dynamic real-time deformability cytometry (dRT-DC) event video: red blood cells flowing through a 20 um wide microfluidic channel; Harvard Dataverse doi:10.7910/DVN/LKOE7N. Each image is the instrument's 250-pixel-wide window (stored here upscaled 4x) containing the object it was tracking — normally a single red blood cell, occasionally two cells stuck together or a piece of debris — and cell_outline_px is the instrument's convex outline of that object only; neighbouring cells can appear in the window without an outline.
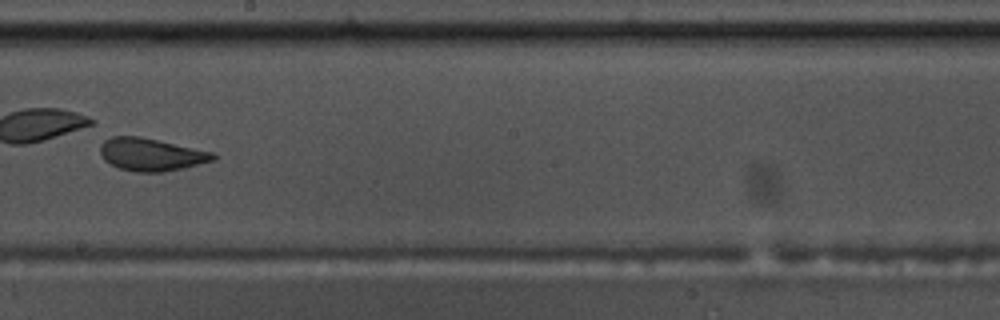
{"species": "common noctule bat (a hibernating species)", "species_latin": "Nyctalus noctula", "temperature_condition": "warm", "stored_images_in_passage": 10, "camera_frame_rate_fps": 3000, "um_per_image_px": 0.085, "animal": {"sex": "male", "body_mass_g": 17.5, "forearm_length_mm": 52.3}, "frame": {"image": 1, "passage_image": 9, "time_ms": 2.667, "image_size_px": [1000, 320], "cell_outline_px": [[216, 160], [184, 168], [164, 172], [136, 172], [120, 168], [104, 160], [100, 152], [100, 144], [104, 140], [112, 136], [140, 136], [216, 152]], "centroid_in_image_um": [12.89, 13.13], "position_along_channel_um": 235.3, "area_um2": 21.73}}